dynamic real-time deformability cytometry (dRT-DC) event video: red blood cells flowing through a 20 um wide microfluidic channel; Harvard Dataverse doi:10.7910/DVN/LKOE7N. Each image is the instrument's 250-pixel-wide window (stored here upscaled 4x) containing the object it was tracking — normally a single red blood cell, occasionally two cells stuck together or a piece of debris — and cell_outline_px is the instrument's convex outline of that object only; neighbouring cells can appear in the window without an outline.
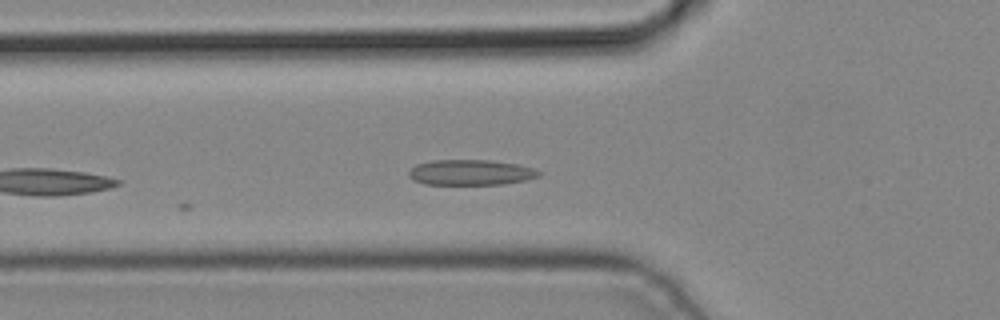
{"species": "common noctule bat (a hibernating species)", "species_latin": "Nyctalus noctula", "temperature_condition": "cold", "stored_images_in_passage": 3, "camera_frame_rate_fps": 3000, "um_per_image_px": 0.085, "animal": {"sex": "male", "body_mass_g": 19.2, "forearm_length_mm": 51.8}, "frame": {"image": 1, "passage_image": 3, "time_ms": 0.667, "image_size_px": [1000, 320], "cell_outline_px": [[544, 172], [540, 176], [528, 180], [500, 184], [424, 184], [408, 176], [408, 172], [416, 164], [432, 160], [492, 160], [516, 164], [532, 168]], "centroid_in_image_um": [40.04, 14.65], "position_along_channel_um": 85.8, "area_um2": 19.31}}